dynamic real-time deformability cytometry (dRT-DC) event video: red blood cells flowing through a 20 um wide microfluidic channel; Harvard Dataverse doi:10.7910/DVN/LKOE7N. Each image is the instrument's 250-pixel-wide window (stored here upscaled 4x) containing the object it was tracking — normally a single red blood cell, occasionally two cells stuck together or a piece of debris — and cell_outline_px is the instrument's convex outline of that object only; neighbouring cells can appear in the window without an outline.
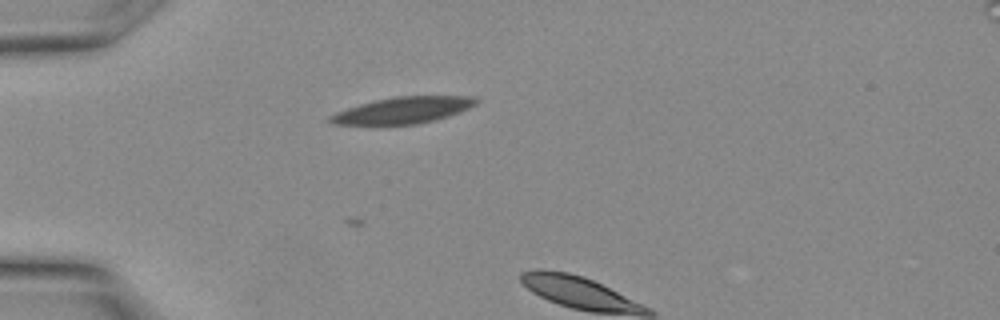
{"species": "Egyptian fruit bat (a non-hibernating species)", "species_latin": "Rousettus aegyptiacus", "temperature_condition": "warm", "stored_images_in_passage": 2, "camera_frame_rate_fps": 3000, "um_per_image_px": 0.085, "animal": {"sex": "female"}, "frame": {"image": 1, "passage_image": 1, "time_ms": 0.0, "image_size_px": [1000, 320], "cell_outline_px": [[480, 100], [476, 104], [468, 108], [432, 120], [416, 124], [332, 124], [328, 120], [328, 116], [336, 112], [360, 104], [376, 100], [396, 96], [476, 96]], "centroid_in_image_um": [34.24, 9.35], "position_along_channel_um": 50.8, "area_um2": 22.02}}